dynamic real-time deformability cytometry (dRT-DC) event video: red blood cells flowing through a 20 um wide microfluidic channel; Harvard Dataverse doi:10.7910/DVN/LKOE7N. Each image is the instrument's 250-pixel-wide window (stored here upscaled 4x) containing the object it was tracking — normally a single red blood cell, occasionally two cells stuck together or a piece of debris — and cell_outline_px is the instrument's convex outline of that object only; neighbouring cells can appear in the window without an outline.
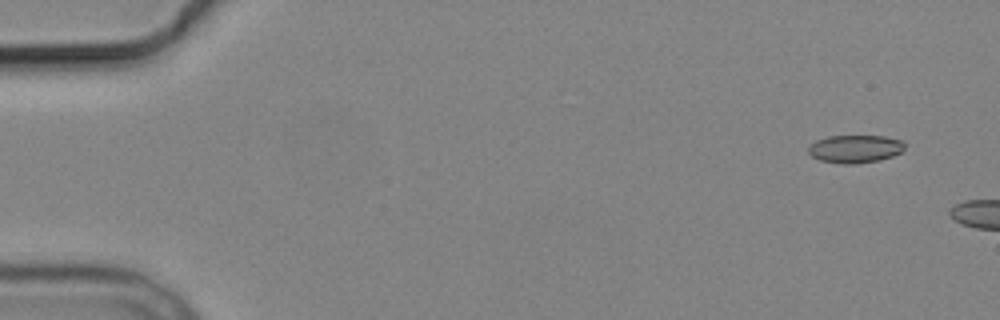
{"species": "common noctule bat (a hibernating species)", "species_latin": "Nyctalus noctula", "temperature_condition": "cold", "stored_images_in_passage": 2, "camera_frame_rate_fps": 3000, "um_per_image_px": 0.085, "animal": {"sex": "male", "body_mass_g": 19.2, "forearm_length_mm": 51.8}, "frame": {"image": 1, "passage_image": 1, "time_ms": 0.0, "image_size_px": [1000, 320], "cell_outline_px": [[904, 148], [900, 152], [892, 156], [880, 160], [856, 164], [844, 164], [820, 160], [812, 156], [808, 152], [808, 148], [816, 140], [828, 136], [884, 136], [904, 140]], "centroid_in_image_um": [72.7, 12.65], "position_along_channel_um": 12.3, "area_um2": 15.66}}